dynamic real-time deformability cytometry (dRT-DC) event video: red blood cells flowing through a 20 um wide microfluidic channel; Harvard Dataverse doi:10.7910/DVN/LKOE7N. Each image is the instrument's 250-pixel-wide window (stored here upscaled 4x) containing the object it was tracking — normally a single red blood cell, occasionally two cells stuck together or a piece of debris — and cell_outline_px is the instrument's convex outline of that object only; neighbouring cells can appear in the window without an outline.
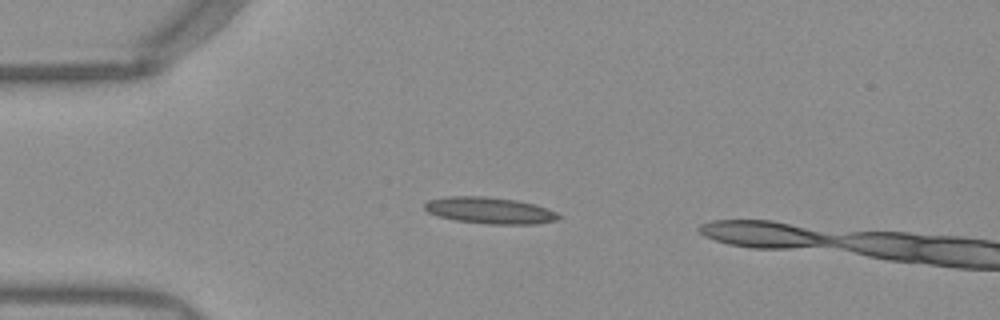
{"species": "Egyptian fruit bat (a non-hibernating species)", "species_latin": "Rousettus aegyptiacus", "temperature_condition": "warm", "stored_images_in_passage": 34, "camera_frame_rate_fps": 3000, "um_per_image_px": 0.085, "frame": {"image": 1, "passage_image": 1, "time_ms": 0.0, "image_size_px": [1000, 320], "cell_outline_px": [[560, 216], [556, 220], [536, 224], [488, 224], [456, 220], [440, 216], [428, 212], [424, 208], [424, 204], [428, 200], [448, 196], [484, 196], [516, 200], [536, 204], [556, 212]], "centroid_in_image_um": [41.63, 17.88], "position_along_channel_um": 43.4, "area_um2": 20.58}}
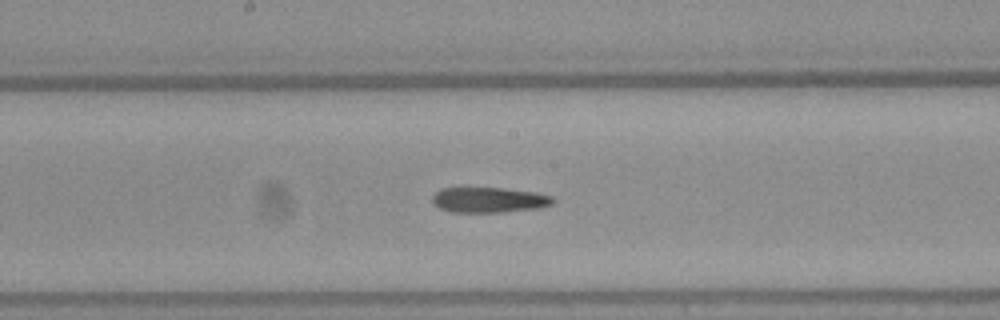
{"frame": {"image": 2, "passage_image": 15, "time_ms": 4.667, "image_size_px": [1000, 320], "cell_outline_px": [[556, 200], [552, 204], [540, 208], [500, 212], [452, 212], [440, 208], [432, 204], [432, 196], [440, 188], [504, 188], [536, 192], [552, 196]], "centroid_in_image_um": [41.57, 16.99], "position_along_channel_um": 206.6, "area_um2": 17.92}}
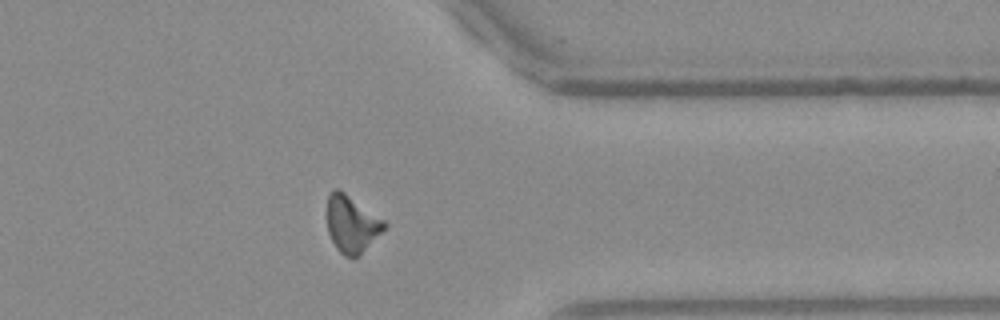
{"frame": {"image": 3, "passage_image": 29, "time_ms": 9.333, "image_size_px": [1000, 320], "cell_outline_px": [[388, 224], [352, 260], [344, 256], [336, 248], [328, 232], [328, 196], [332, 188], [340, 188], [384, 220]], "centroid_in_image_um": [29.86, 19.0], "position_along_channel_um": 381.5, "area_um2": 18.61}}